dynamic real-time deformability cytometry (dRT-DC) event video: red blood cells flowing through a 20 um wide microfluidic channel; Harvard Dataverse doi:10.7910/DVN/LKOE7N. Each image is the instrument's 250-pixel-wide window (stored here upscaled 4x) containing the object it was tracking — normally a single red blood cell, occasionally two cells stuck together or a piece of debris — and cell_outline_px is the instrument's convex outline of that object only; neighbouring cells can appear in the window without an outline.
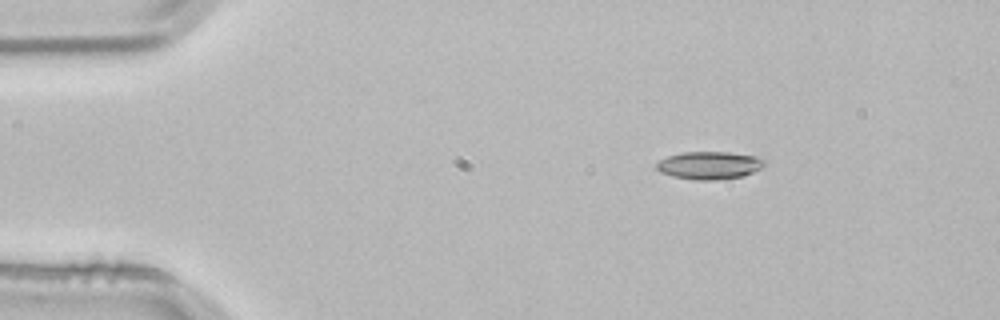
{"species": "common noctule bat (a hibernating species)", "species_latin": "Nyctalus noctula", "temperature_condition": "room temperature", "stored_images_in_passage": 4, "camera_frame_rate_fps": 3000, "um_per_image_px": 0.085, "animal": {"sex": "male", "body_mass_g": 21.5, "forearm_length_mm": 52.0}, "frame": {"image": 1, "passage_image": 4, "time_ms": 1.0, "image_size_px": [1000, 320], "cell_outline_px": [[768, 160], [760, 168], [744, 176], [712, 180], [696, 180], [672, 176], [660, 172], [656, 168], [656, 164], [660, 160], [668, 156], [684, 152], [728, 152], [756, 156]], "centroid_in_image_um": [60.3, 14.05], "position_along_channel_um": 24.7, "area_um2": 17.4}}